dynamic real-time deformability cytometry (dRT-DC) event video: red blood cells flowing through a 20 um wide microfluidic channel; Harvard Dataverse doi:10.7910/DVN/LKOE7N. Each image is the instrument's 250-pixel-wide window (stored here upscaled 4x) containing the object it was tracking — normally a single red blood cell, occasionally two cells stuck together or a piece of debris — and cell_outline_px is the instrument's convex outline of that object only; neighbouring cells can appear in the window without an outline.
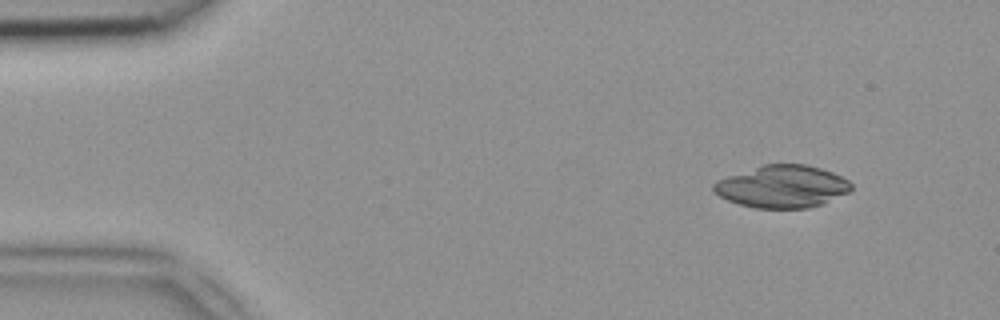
{"species": "common noctule bat (a hibernating species)", "species_latin": "Nyctalus noctula", "temperature_condition": "room temperature", "stored_images_in_passage": 47, "camera_frame_rate_fps": 3000, "um_per_image_px": 0.085, "animal": {"sex": "female", "body_mass_g": 18.4}, "frame": {"image": 1, "passage_image": 4, "time_ms": 1.0, "image_size_px": [1000, 320], "cell_outline_px": [[852, 188], [848, 192], [824, 204], [808, 208], [756, 208], [740, 204], [728, 200], [720, 196], [712, 188], [712, 184], [716, 180], [764, 164], [808, 164], [832, 172], [848, 180], [852, 184]], "centroid_in_image_um": [66.51, 15.85], "position_along_channel_um": 18.5, "area_um2": 33.87}}